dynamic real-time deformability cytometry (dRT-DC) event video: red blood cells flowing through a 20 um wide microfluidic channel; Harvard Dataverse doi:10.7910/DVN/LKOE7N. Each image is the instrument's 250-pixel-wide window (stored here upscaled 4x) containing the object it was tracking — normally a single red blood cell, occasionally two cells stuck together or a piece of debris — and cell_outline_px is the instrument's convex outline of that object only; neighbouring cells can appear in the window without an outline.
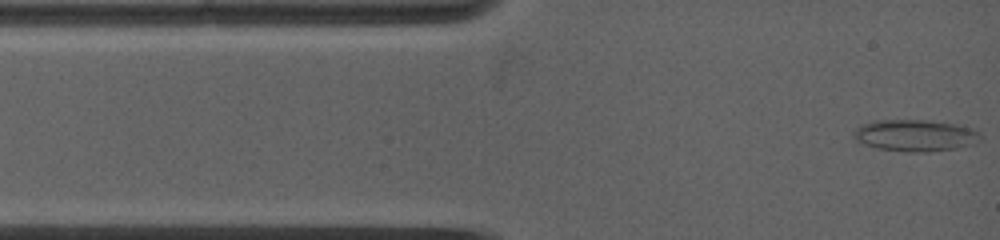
{"species": "common noctule bat (a hibernating species)", "species_latin": "Nyctalus noctula", "temperature_condition": "warm", "stored_images_in_passage": 9, "camera_frame_rate_fps": 5000, "um_per_image_px": 0.085, "animal": {"sex": "female", "body_mass_g": 19.0, "forearm_length_mm": 53.3}, "frame": {"image": 1, "passage_image": 1, "time_ms": 0.0, "image_size_px": [1000, 240], "cell_outline_px": [[980, 136], [972, 144], [956, 148], [928, 152], [908, 152], [876, 148], [864, 144], [856, 140], [852, 136], [856, 128], [864, 124], [876, 120], [928, 120], [956, 124], [972, 128]], "centroid_in_image_um": [77.74, 11.51], "position_along_channel_um": 7.3, "area_um2": 23.18}}
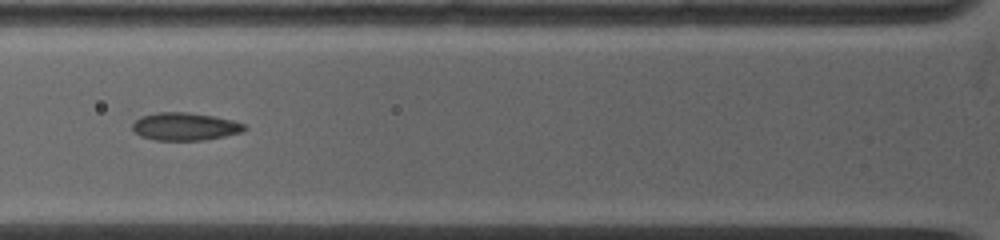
{"frame": {"image": 2, "passage_image": 7, "time_ms": 3.8, "image_size_px": [1000, 240], "cell_outline_px": [[248, 128], [244, 132], [204, 140], [156, 140], [140, 136], [132, 128], [132, 124], [140, 116], [156, 112], [188, 112], [212, 116], [232, 120], [244, 124]], "centroid_in_image_um": [15.73, 10.75], "position_along_channel_um": 110.1, "area_um2": 18.15}}
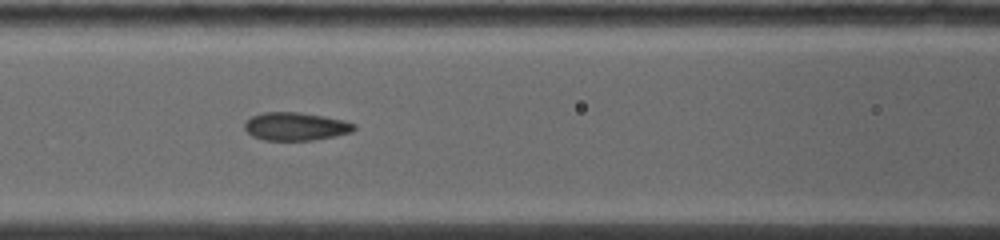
{"frame": {"image": 3, "passage_image": 8, "time_ms": 4.6, "image_size_px": [1000, 240], "cell_outline_px": [[356, 128], [352, 132], [336, 136], [312, 140], [264, 140], [252, 136], [244, 128], [244, 124], [252, 116], [264, 112], [300, 112], [324, 116], [344, 120], [356, 124]], "centroid_in_image_um": [25.16, 10.74], "position_along_channel_um": 141.4, "area_um2": 17.98}}